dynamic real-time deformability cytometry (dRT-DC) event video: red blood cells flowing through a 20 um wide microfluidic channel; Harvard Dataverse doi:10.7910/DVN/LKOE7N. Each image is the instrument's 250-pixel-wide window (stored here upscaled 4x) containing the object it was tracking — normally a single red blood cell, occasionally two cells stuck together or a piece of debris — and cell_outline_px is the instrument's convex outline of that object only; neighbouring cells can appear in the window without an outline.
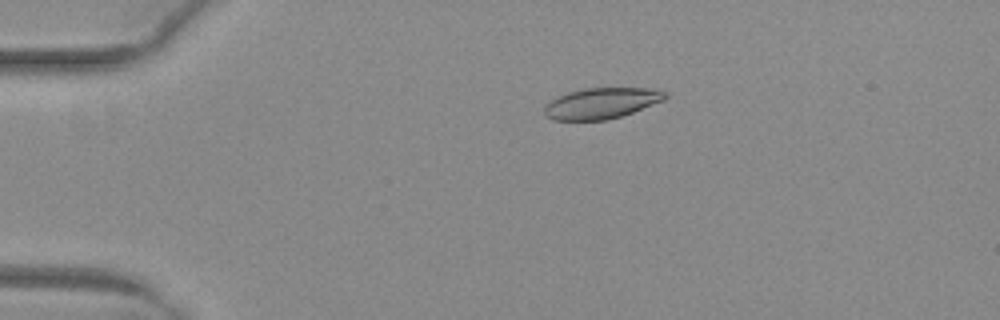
{"species": "common noctule bat (a hibernating species)", "species_latin": "Nyctalus noctula", "temperature_condition": "warm", "stored_images_in_passage": 42, "camera_frame_rate_fps": 3000, "um_per_image_px": 0.085, "animal": {"sex": "female", "body_mass_g": 29.2, "forearm_length_mm": 56.3}, "frame": {"image": 1, "passage_image": 1, "time_ms": 0.0, "image_size_px": [1000, 320], "cell_outline_px": [[668, 96], [664, 100], [632, 112], [608, 120], [552, 120], [544, 112], [544, 108], [552, 100], [568, 92], [584, 88], [648, 88], [668, 92]], "centroid_in_image_um": [51.15, 8.77], "position_along_channel_um": 33.8, "area_um2": 21.5}}
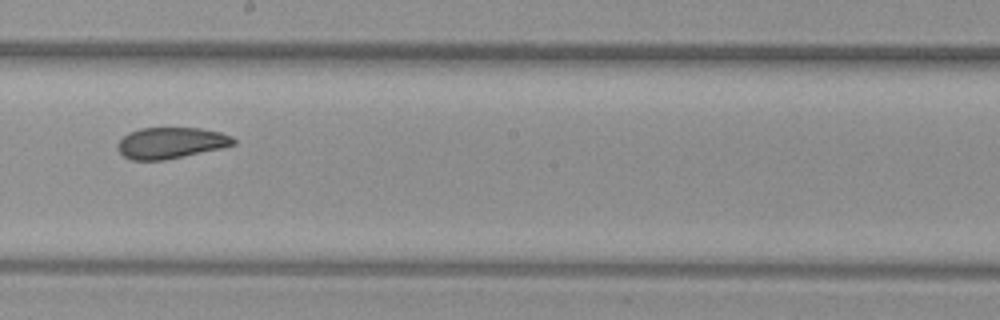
{"frame": {"image": 2, "passage_image": 20, "time_ms": 6.333, "image_size_px": [1000, 320], "cell_outline_px": [[236, 144], [220, 148], [164, 160], [132, 160], [124, 156], [116, 148], [116, 144], [128, 132], [140, 128], [200, 128], [220, 132], [232, 136], [236, 140]], "centroid_in_image_um": [14.5, 12.14], "position_along_channel_um": 233.7, "area_um2": 20.98}}
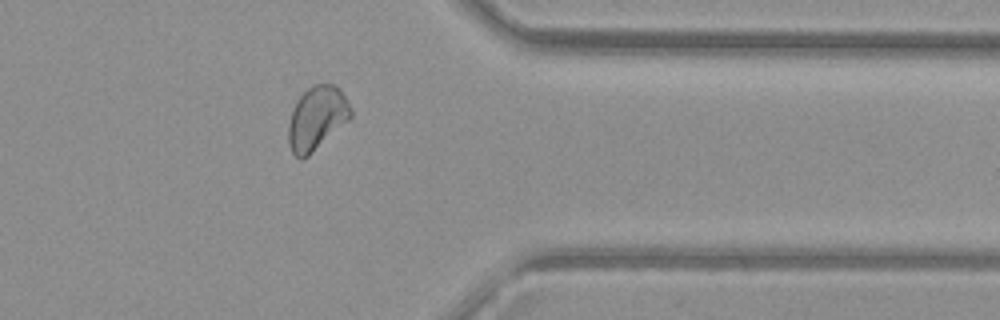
{"frame": {"image": 3, "passage_image": 32, "time_ms": 10.333, "image_size_px": [1000, 320], "cell_outline_px": [[352, 116], [348, 120], [308, 156], [300, 160], [292, 152], [288, 144], [288, 124], [292, 108], [296, 100], [312, 84], [336, 84], [340, 88], [352, 112]], "centroid_in_image_um": [26.89, 10.03], "position_along_channel_um": 384.5, "area_um2": 23.0}, "authors_computed_cell_mechanics": {"area_um2": 22.3975, "velocity_mm_per_s": 4.0246, "shape_relaxation_time_tau1_ms": null, "shape_relaxation_time_tau2_ms": 2.3925, "deformation_change_tau1": null, "deformation_change_tau2": 0.07}}